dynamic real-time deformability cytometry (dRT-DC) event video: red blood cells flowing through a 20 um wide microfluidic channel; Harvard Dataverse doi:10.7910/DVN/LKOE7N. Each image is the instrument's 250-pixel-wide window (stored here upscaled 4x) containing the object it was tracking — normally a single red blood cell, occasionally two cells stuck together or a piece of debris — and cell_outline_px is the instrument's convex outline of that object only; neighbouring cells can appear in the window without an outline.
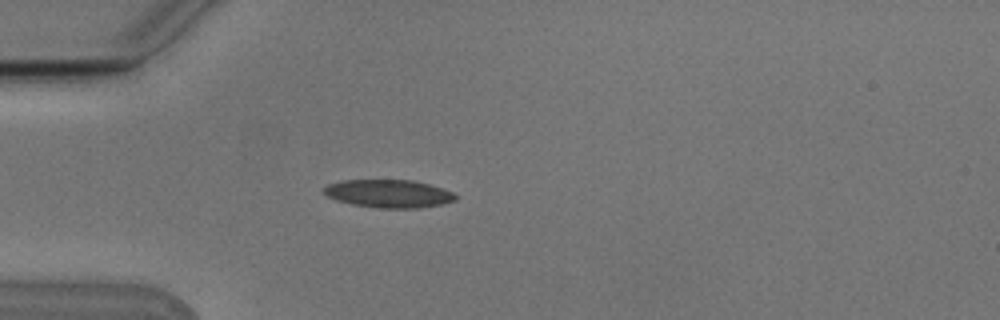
{"species": "Egyptian fruit bat (a non-hibernating species)", "species_latin": "Rousettus aegyptiacus", "temperature_condition": "cold", "stored_images_in_passage": 4, "camera_frame_rate_fps": 3000, "um_per_image_px": 0.085, "animal": {"sex": "male"}, "frame": {"image": 1, "passage_image": 4, "time_ms": 1.0, "image_size_px": [1000, 320], "cell_outline_px": [[456, 200], [440, 204], [420, 208], [380, 208], [352, 204], [336, 200], [328, 196], [324, 192], [324, 188], [328, 184], [344, 180], [412, 180], [428, 184], [452, 192], [456, 196]], "centroid_in_image_um": [33.03, 16.46], "position_along_channel_um": 52.0, "area_um2": 21.21}}